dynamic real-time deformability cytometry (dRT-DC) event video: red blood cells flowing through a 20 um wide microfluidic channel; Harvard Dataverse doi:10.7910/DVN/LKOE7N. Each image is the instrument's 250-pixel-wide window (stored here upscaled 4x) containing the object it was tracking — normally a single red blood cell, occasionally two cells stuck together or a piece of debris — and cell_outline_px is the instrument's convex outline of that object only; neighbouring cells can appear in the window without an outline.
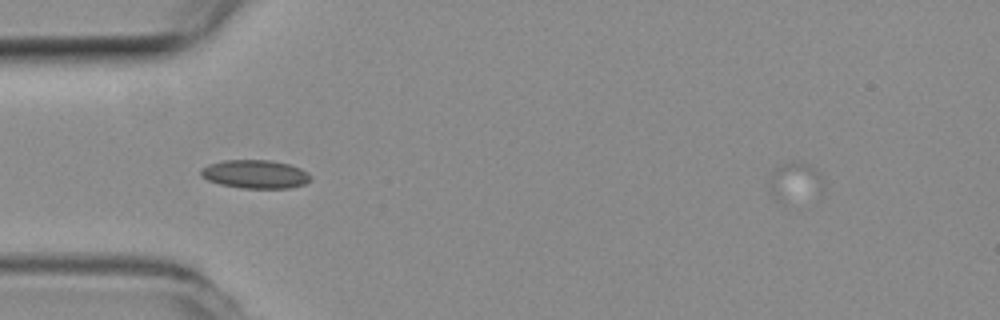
{"species": "common noctule bat (a hibernating species)", "species_latin": "Nyctalus noctula", "temperature_condition": "room temperature", "stored_images_in_passage": 3, "segment_of_instrument_passage": [2, 2], "camera_frame_rate_fps": 3000, "um_per_image_px": 0.085, "animal": {"sex": "female", "body_mass_g": 19.3, "forearm_length_mm": 54.1}, "frame": {"image": 1, "passage_image": 3, "time_ms": 0.667, "image_size_px": [1000, 320], "cell_outline_px": [[824, 192], [780, 200], [776, 200], [768, 192], [772, 168], [788, 160], [792, 160], [808, 164], [816, 168], [820, 172], [824, 184]], "centroid_in_image_um": [67.56, 15.35], "position_along_channel_um": 17.4, "area_um2": 12.25}}